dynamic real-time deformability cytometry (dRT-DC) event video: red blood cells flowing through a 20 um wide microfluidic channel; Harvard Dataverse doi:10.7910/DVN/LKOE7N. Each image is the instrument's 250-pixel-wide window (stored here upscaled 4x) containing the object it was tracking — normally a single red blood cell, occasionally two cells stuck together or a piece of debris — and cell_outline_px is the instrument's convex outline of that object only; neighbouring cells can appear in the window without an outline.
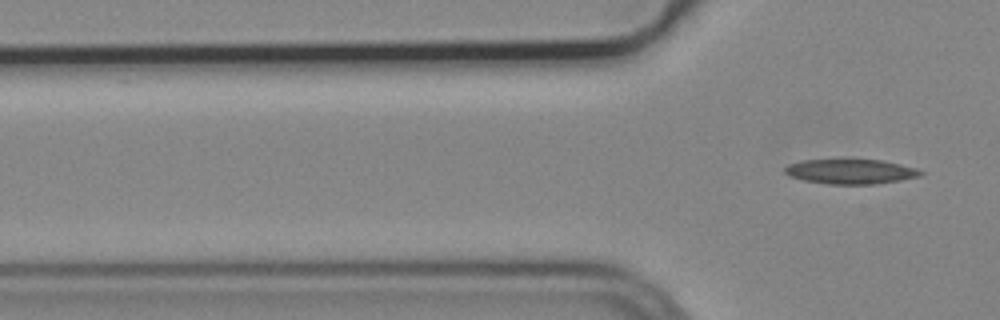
{"species": "common noctule bat (a hibernating species)", "species_latin": "Nyctalus noctula", "temperature_condition": "cold", "stored_images_in_passage": 5, "segment_of_instrument_passage": [2, 2], "camera_frame_rate_fps": 3000, "um_per_image_px": 0.085, "animal": {"sex": "male", "body_mass_g": 19.2, "forearm_length_mm": 51.8}, "frame": {"image": 1, "passage_image": 5, "time_ms": 1.333, "image_size_px": [1000, 320], "cell_outline_px": [[924, 172], [920, 176], [900, 180], [876, 184], [828, 184], [804, 180], [788, 176], [784, 172], [784, 168], [788, 164], [804, 160], [884, 160], [916, 168]], "centroid_in_image_um": [72.3, 14.58], "position_along_channel_um": 53.5, "area_um2": 19.54}}